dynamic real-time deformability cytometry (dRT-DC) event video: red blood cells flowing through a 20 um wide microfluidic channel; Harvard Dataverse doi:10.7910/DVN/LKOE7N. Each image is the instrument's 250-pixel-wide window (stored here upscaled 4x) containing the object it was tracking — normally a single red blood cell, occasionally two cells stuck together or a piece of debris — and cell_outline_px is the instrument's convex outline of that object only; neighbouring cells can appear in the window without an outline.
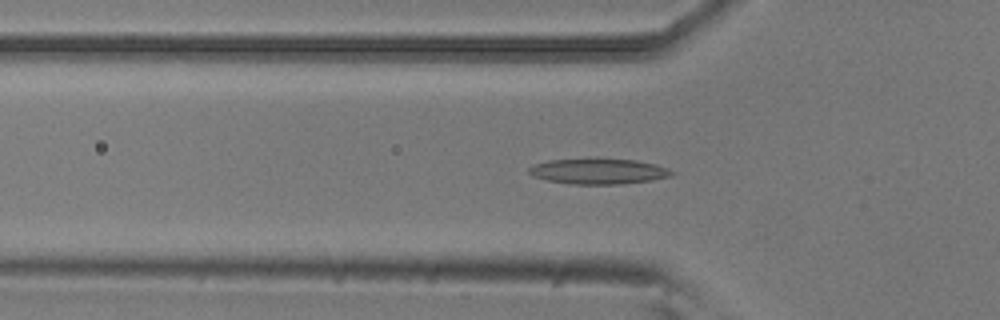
{"species": "common noctule bat (a hibernating species)", "species_latin": "Nyctalus noctula", "temperature_condition": "room temperature", "stored_images_in_passage": 53, "camera_frame_rate_fps": 3000, "um_per_image_px": 0.085, "animal": {"sex": "male", "body_mass_g": 20.5, "forearm_length_mm": 52.5}, "frame": {"image": 1, "passage_image": 17, "time_ms": 5.333, "image_size_px": [1000, 320], "cell_outline_px": [[676, 172], [672, 176], [652, 180], [620, 184], [572, 184], [548, 180], [532, 176], [528, 172], [528, 168], [532, 164], [548, 160], [588, 156], [596, 156], [636, 160], [656, 164], [668, 168]], "centroid_in_image_um": [50.85, 14.51], "position_along_channel_um": 74.9, "area_um2": 22.31}}
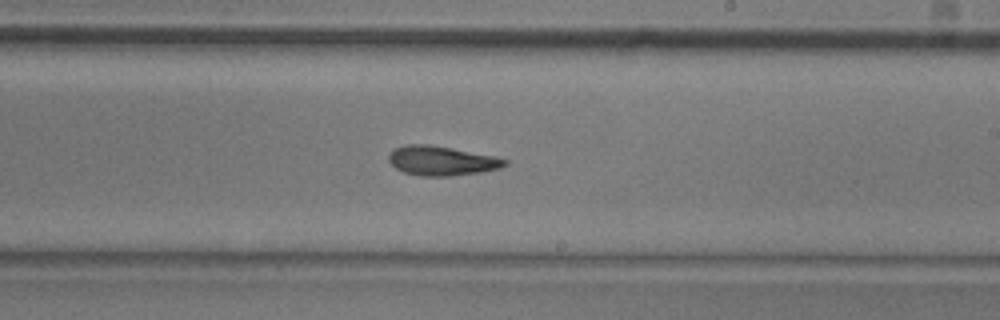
{"frame": {"image": 2, "passage_image": 31, "time_ms": 10.0, "image_size_px": [1000, 320], "cell_outline_px": [[508, 164], [500, 168], [484, 172], [452, 176], [420, 176], [404, 172], [396, 168], [388, 160], [388, 156], [396, 148], [408, 144], [428, 144], [452, 148], [496, 156], [508, 160]], "centroid_in_image_um": [37.59, 13.67], "position_along_channel_um": 251.4, "area_um2": 20.0}}
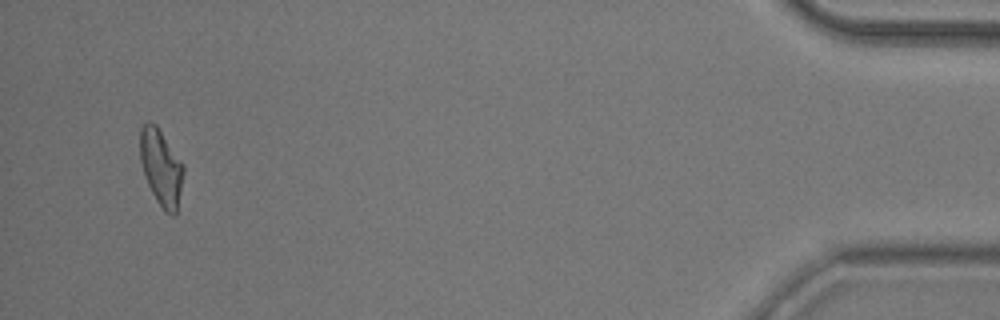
{"frame": {"image": 3, "passage_image": 51, "time_ms": 16.667, "image_size_px": [1000, 320], "cell_outline_px": [[184, 172], [176, 212], [172, 216], [164, 212], [156, 200], [148, 184], [140, 160], [140, 128], [148, 120], [156, 124], [184, 164]], "centroid_in_image_um": [13.69, 14.21], "position_along_channel_um": 421.5, "area_um2": 19.25}, "authors_computed_cell_mechanics": {"area_um2": 19.5942, "velocity_mm_per_s": 3.7539, "shape_relaxation_time_tau1_ms": null, "shape_relaxation_time_tau2_ms": 5.7252, "deformation_change_tau1": null, "deformation_change_tau2": 0.1553}}